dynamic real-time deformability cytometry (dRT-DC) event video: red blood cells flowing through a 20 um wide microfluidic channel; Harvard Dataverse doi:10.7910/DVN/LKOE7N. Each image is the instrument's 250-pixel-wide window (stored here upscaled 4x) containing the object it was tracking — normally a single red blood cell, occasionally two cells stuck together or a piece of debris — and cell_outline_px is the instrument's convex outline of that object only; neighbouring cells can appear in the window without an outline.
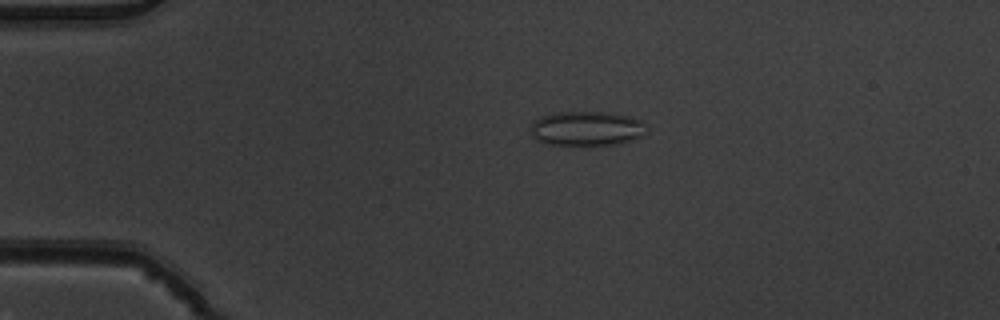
{"species": "common noctule bat (a hibernating species)", "species_latin": "Nyctalus noctula", "temperature_condition": "warm", "stored_images_in_passage": 5, "camera_frame_rate_fps": 3000, "um_per_image_px": 0.085, "animal": {"sex": "male", "body_mass_g": 19.5, "forearm_length_mm": 54.6}, "frame": {"image": 1, "passage_image": 4, "time_ms": 1.0, "image_size_px": [1000, 320], "cell_outline_px": [[648, 128], [640, 136], [620, 144], [548, 144], [536, 140], [532, 136], [532, 124], [540, 116], [552, 112], [608, 112], [628, 116], [640, 120]], "centroid_in_image_um": [49.85, 10.9], "position_along_channel_um": 35.1, "area_um2": 23.06}}